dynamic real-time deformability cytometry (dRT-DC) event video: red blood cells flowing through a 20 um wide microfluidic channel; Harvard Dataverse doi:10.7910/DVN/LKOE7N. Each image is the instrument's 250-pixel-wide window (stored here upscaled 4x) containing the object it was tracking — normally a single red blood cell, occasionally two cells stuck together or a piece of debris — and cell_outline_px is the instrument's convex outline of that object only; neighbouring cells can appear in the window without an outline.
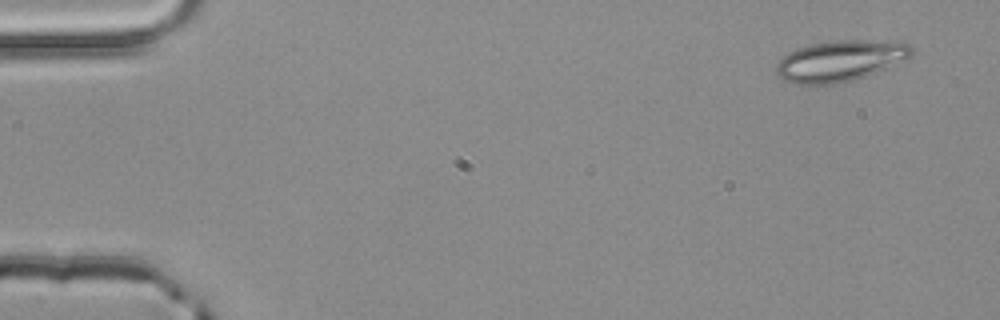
{"species": "common noctule bat (a hibernating species)", "species_latin": "Nyctalus noctula", "temperature_condition": "room temperature", "stored_images_in_passage": 4, "camera_frame_rate_fps": 3000, "um_per_image_px": 0.085, "animal": {"sex": "male", "body_mass_g": 20.4}, "frame": {"image": 1, "passage_image": 1, "time_ms": 0.0, "image_size_px": [1000, 320], "cell_outline_px": [[916, 52], [912, 56], [876, 72], [852, 80], [832, 84], [796, 84], [784, 80], [776, 72], [776, 64], [788, 52], [796, 48], [812, 44], [832, 40], [864, 40], [912, 44], [916, 48]], "centroid_in_image_um": [71.42, 5.16], "position_along_channel_um": 13.6, "area_um2": 32.14}}